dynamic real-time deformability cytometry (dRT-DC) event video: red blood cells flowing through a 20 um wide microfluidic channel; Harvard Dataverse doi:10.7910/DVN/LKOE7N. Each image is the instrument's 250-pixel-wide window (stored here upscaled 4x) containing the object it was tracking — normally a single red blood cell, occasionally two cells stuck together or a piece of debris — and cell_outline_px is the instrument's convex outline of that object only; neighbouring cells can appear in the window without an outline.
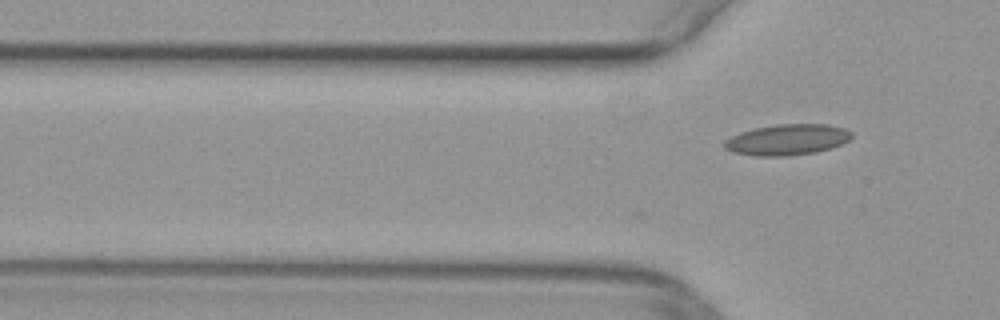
{"species": "common noctule bat (a hibernating species)", "species_latin": "Nyctalus noctula", "temperature_condition": "warm", "stored_images_in_passage": 3, "camera_frame_rate_fps": 3000, "um_per_image_px": 0.085, "animal": {"sex": "female", "body_mass_g": 29.2, "forearm_length_mm": 56.3}, "frame": {"image": 1, "passage_image": 3, "time_ms": 0.667, "image_size_px": [1000, 320], "cell_outline_px": [[852, 136], [848, 140], [832, 148], [816, 152], [784, 156], [756, 156], [732, 152], [724, 148], [724, 140], [740, 132], [756, 128], [776, 124], [828, 124], [844, 128], [852, 132]], "centroid_in_image_um": [66.91, 11.87], "position_along_channel_um": 58.9, "area_um2": 22.89}}